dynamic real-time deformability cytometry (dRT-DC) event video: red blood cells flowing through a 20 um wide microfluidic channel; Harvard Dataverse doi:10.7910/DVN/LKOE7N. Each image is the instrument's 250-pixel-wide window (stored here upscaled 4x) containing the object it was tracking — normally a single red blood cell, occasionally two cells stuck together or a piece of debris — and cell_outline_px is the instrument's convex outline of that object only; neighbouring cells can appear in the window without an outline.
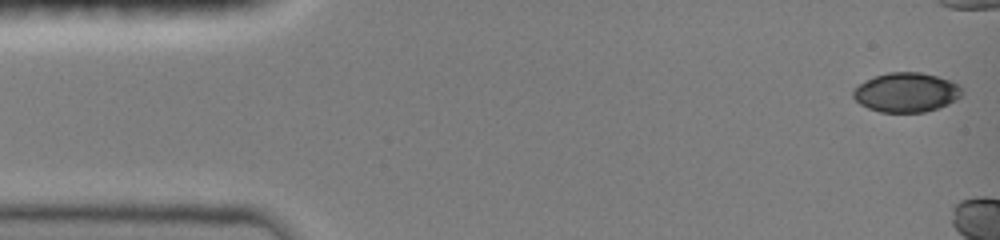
{"species": "common noctule bat (a hibernating species)", "species_latin": "Nyctalus noctula", "temperature_condition": "room temperature", "stored_images_in_passage": 7, "camera_frame_rate_fps": 3000, "um_per_image_px": 0.085, "animal": {"sex": "female", "body_mass_g": 19.0, "forearm_length_mm": 51.5}, "frame": {"image": 1, "passage_image": 1, "time_ms": 0.0, "image_size_px": [1000, 240], "cell_outline_px": [[964, 92], [956, 100], [948, 104], [924, 112], [880, 112], [868, 108], [860, 104], [852, 96], [852, 92], [860, 84], [876, 76], [888, 72], [920, 72], [936, 76], [960, 84]], "centroid_in_image_um": [77.06, 7.85], "position_along_channel_um": 7.9, "area_um2": 24.85}}